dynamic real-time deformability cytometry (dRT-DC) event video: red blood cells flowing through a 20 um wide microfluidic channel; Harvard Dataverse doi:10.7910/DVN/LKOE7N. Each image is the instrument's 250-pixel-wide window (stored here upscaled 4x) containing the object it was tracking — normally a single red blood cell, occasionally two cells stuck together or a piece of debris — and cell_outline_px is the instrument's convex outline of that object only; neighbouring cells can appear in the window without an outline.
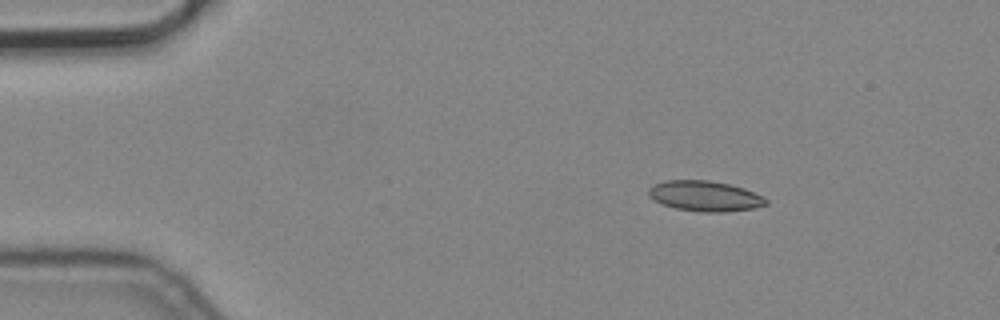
{"species": "common noctule bat (a hibernating species)", "species_latin": "Nyctalus noctula", "temperature_condition": "cold", "stored_images_in_passage": 5, "camera_frame_rate_fps": 3000, "um_per_image_px": 0.085, "animal": {"sex": "male", "body_mass_g": 19.2, "forearm_length_mm": 51.8}, "frame": {"image": 1, "passage_image": 2, "time_ms": 0.333, "image_size_px": [1000, 320], "cell_outline_px": [[768, 204], [752, 208], [724, 212], [704, 212], [676, 208], [664, 204], [648, 196], [648, 188], [652, 184], [664, 180], [708, 180], [728, 184], [744, 188], [764, 196], [768, 200]], "centroid_in_image_um": [59.91, 16.65], "position_along_channel_um": 25.1, "area_um2": 20.75}}
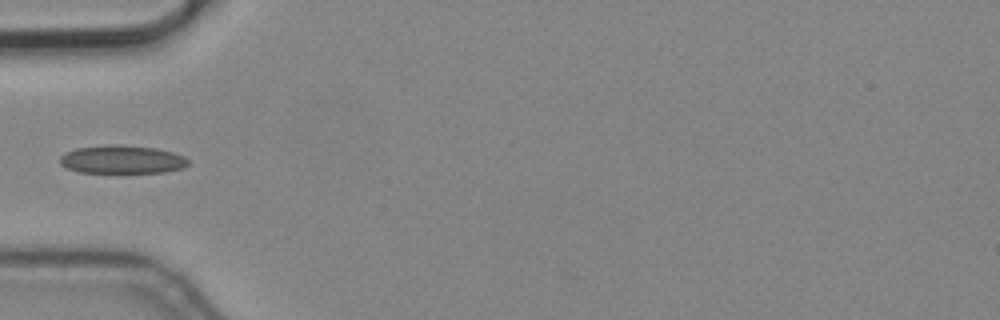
{"frame": {"image": 2, "passage_image": 5, "time_ms": 1.333, "image_size_px": [1000, 320], "cell_outline_px": [[188, 164], [184, 168], [164, 172], [80, 172], [68, 168], [60, 164], [60, 156], [64, 152], [76, 148], [104, 144], [120, 144], [156, 148], [172, 152], [184, 156], [188, 160]], "centroid_in_image_um": [10.36, 13.54], "position_along_channel_um": 74.6, "area_um2": 21.21}}